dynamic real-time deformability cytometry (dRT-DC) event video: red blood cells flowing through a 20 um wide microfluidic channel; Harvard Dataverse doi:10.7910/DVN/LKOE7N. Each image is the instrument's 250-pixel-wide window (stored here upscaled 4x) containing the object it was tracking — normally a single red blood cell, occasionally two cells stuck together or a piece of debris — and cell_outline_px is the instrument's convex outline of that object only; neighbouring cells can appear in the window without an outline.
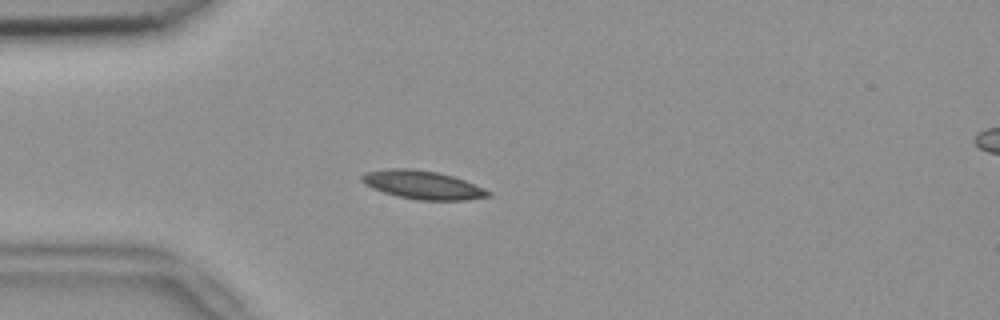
{"species": "common noctule bat (a hibernating species)", "species_latin": "Nyctalus noctula", "temperature_condition": "room temperature", "stored_images_in_passage": 54, "camera_frame_rate_fps": 3000, "um_per_image_px": 0.085, "animal": {"sex": "female", "body_mass_g": 18.4}, "frame": {"image": 1, "passage_image": 15, "time_ms": 4.667, "image_size_px": [1000, 320], "cell_outline_px": [[492, 196], [464, 200], [416, 200], [396, 196], [372, 188], [364, 184], [360, 180], [360, 176], [364, 172], [388, 168], [412, 168], [436, 172], [452, 176], [464, 180], [484, 188], [492, 192]], "centroid_in_image_um": [35.89, 15.71], "position_along_channel_um": 49.1, "area_um2": 21.1}}
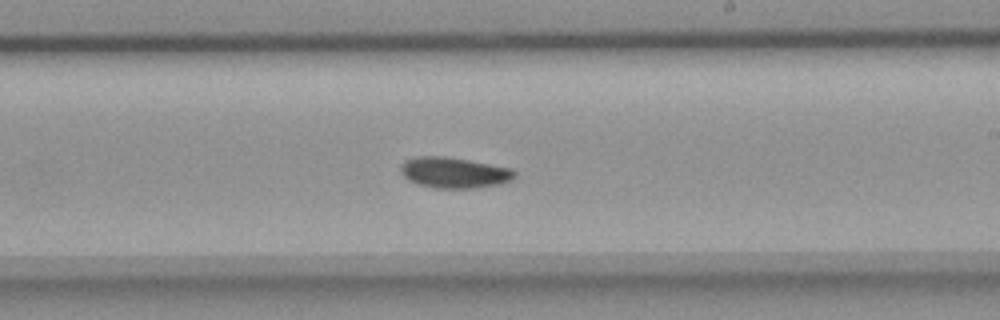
{"frame": {"image": 2, "passage_image": 32, "time_ms": 10.333, "image_size_px": [1000, 320], "cell_outline_px": [[516, 176], [512, 180], [500, 184], [476, 188], [436, 188], [416, 184], [408, 180], [400, 172], [400, 164], [404, 160], [416, 156], [444, 156], [468, 160], [512, 168], [516, 172]], "centroid_in_image_um": [38.58, 14.67], "position_along_channel_um": 250.4, "area_um2": 20.69}}
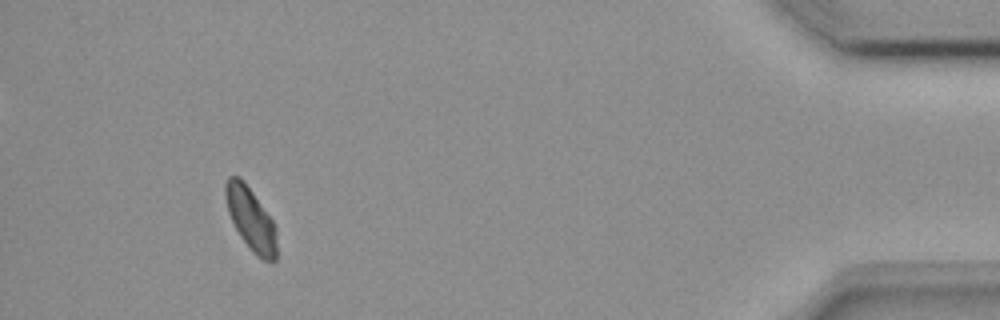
{"frame": {"image": 3, "passage_image": 50, "time_ms": 16.333, "image_size_px": [1000, 320], "cell_outline_px": [[276, 260], [272, 264], [256, 256], [248, 248], [240, 236], [228, 212], [224, 196], [224, 184], [228, 176], [240, 176], [244, 180], [272, 220], [276, 228]], "centroid_in_image_um": [21.3, 18.62], "position_along_channel_um": 413.9, "area_um2": 18.96}}